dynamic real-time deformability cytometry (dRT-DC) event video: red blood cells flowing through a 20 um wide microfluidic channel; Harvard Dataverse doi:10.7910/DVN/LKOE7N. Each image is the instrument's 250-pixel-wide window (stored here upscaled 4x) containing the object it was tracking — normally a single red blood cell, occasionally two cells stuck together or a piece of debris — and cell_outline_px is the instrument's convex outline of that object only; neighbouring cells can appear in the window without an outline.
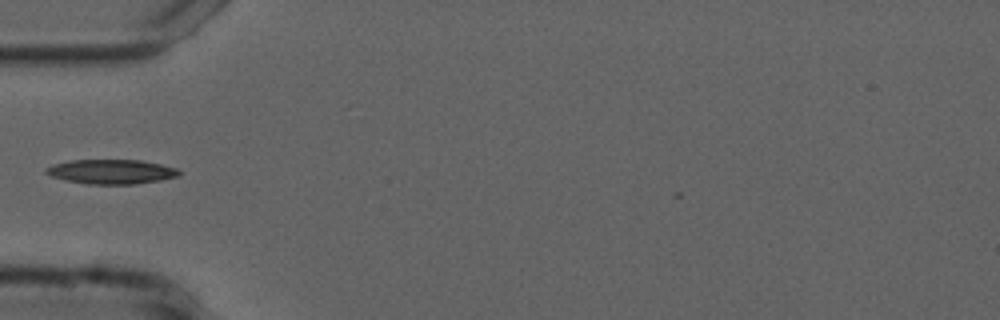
{"species": "common noctule bat (a hibernating species)", "species_latin": "Nyctalus noctula", "temperature_condition": "cold", "stored_images_in_passage": 37, "camera_frame_rate_fps": 3000, "um_per_image_px": 0.085, "animal": {"sex": "male", "forearm_length_mm": 52.5}, "frame": {"image": 1, "passage_image": 1, "time_ms": 0.0, "image_size_px": [1000, 320], "cell_outline_px": [[180, 176], [160, 180], [136, 184], [88, 184], [64, 180], [52, 176], [44, 172], [44, 168], [52, 164], [72, 160], [140, 160], [160, 164], [176, 168], [180, 172]], "centroid_in_image_um": [9.44, 14.59], "position_along_channel_um": 75.6, "area_um2": 19.02}}
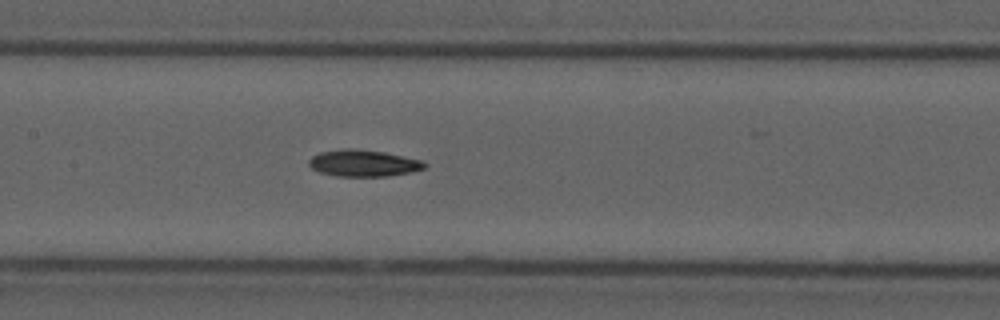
{"frame": {"image": 2, "passage_image": 9, "time_ms": 2.667, "image_size_px": [1000, 320], "cell_outline_px": [[428, 164], [424, 168], [412, 172], [388, 176], [336, 176], [320, 172], [312, 168], [308, 164], [308, 160], [312, 156], [320, 152], [344, 148], [352, 148], [384, 152], [420, 160]], "centroid_in_image_um": [30.87, 13.87], "position_along_channel_um": 176.5, "area_um2": 17.92}}
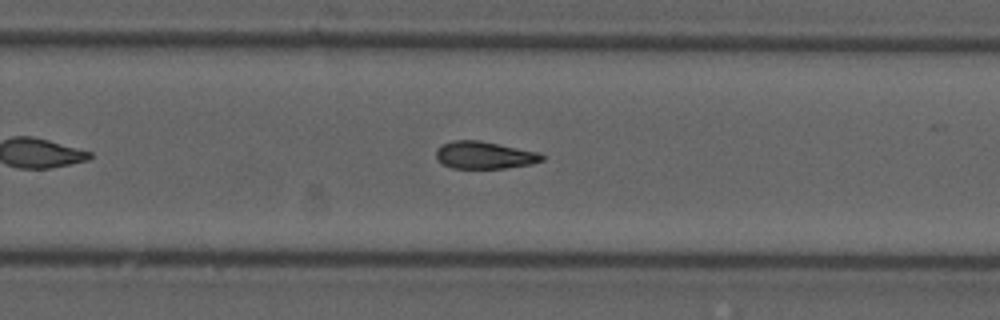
{"frame": {"image": 3, "passage_image": 18, "time_ms": 5.667, "image_size_px": [1000, 320], "cell_outline_px": [[544, 160], [532, 164], [504, 168], [452, 168], [436, 160], [436, 148], [440, 144], [452, 140], [480, 140], [540, 152], [544, 156]], "centroid_in_image_um": [41.16, 13.17], "position_along_channel_um": 288.6, "area_um2": 17.11}}